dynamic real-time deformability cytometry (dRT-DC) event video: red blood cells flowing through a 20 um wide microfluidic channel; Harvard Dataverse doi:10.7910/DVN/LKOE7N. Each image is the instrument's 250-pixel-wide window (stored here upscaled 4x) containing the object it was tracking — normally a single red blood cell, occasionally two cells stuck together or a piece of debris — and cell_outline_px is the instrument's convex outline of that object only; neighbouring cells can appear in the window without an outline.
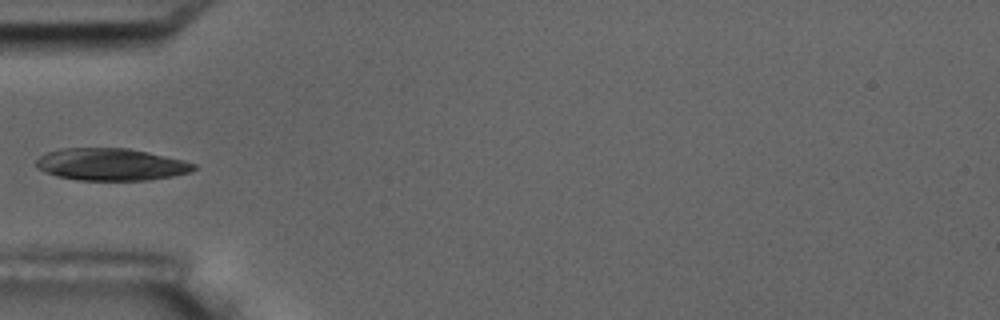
{"species": "common noctule bat (a hibernating species)", "species_latin": "Nyctalus noctula", "temperature_condition": "room temperature", "stored_images_in_passage": 5, "camera_frame_rate_fps": 3000, "um_per_image_px": 0.085, "animal": {"sex": "male", "body_mass_g": 17.5, "forearm_length_mm": 52.3}, "frame": {"image": 1, "passage_image": 5, "time_ms": 5.333, "image_size_px": [1000, 320], "cell_outline_px": [[196, 168], [192, 172], [172, 176], [148, 180], [80, 180], [56, 176], [44, 172], [36, 164], [36, 160], [40, 156], [48, 152], [60, 148], [128, 148], [148, 152], [184, 160], [196, 164]], "centroid_in_image_um": [9.46, 13.97], "position_along_channel_um": 75.5, "area_um2": 29.54}}